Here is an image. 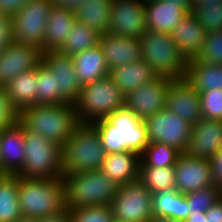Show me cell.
I'll return each mask as SVG.
<instances>
[{
    "label": "cell",
    "mask_w": 222,
    "mask_h": 222,
    "mask_svg": "<svg viewBox=\"0 0 222 222\" xmlns=\"http://www.w3.org/2000/svg\"><path fill=\"white\" fill-rule=\"evenodd\" d=\"M190 13L181 3L145 0L146 29L171 34L174 27Z\"/></svg>",
    "instance_id": "obj_21"
},
{
    "label": "cell",
    "mask_w": 222,
    "mask_h": 222,
    "mask_svg": "<svg viewBox=\"0 0 222 222\" xmlns=\"http://www.w3.org/2000/svg\"><path fill=\"white\" fill-rule=\"evenodd\" d=\"M139 39L141 59L157 76L172 80L185 77L188 60L179 51L171 34L147 30Z\"/></svg>",
    "instance_id": "obj_6"
},
{
    "label": "cell",
    "mask_w": 222,
    "mask_h": 222,
    "mask_svg": "<svg viewBox=\"0 0 222 222\" xmlns=\"http://www.w3.org/2000/svg\"><path fill=\"white\" fill-rule=\"evenodd\" d=\"M124 105L125 95L110 76L83 86L74 103L81 124L106 119Z\"/></svg>",
    "instance_id": "obj_7"
},
{
    "label": "cell",
    "mask_w": 222,
    "mask_h": 222,
    "mask_svg": "<svg viewBox=\"0 0 222 222\" xmlns=\"http://www.w3.org/2000/svg\"><path fill=\"white\" fill-rule=\"evenodd\" d=\"M184 79L198 92L222 90V65L190 59L187 61Z\"/></svg>",
    "instance_id": "obj_27"
},
{
    "label": "cell",
    "mask_w": 222,
    "mask_h": 222,
    "mask_svg": "<svg viewBox=\"0 0 222 222\" xmlns=\"http://www.w3.org/2000/svg\"><path fill=\"white\" fill-rule=\"evenodd\" d=\"M112 0H85L75 10L76 21L100 34L108 32Z\"/></svg>",
    "instance_id": "obj_30"
},
{
    "label": "cell",
    "mask_w": 222,
    "mask_h": 222,
    "mask_svg": "<svg viewBox=\"0 0 222 222\" xmlns=\"http://www.w3.org/2000/svg\"><path fill=\"white\" fill-rule=\"evenodd\" d=\"M25 160L24 127L19 123L0 131V171L16 175Z\"/></svg>",
    "instance_id": "obj_19"
},
{
    "label": "cell",
    "mask_w": 222,
    "mask_h": 222,
    "mask_svg": "<svg viewBox=\"0 0 222 222\" xmlns=\"http://www.w3.org/2000/svg\"><path fill=\"white\" fill-rule=\"evenodd\" d=\"M166 1L168 3H181L187 10L192 12L191 0H159Z\"/></svg>",
    "instance_id": "obj_50"
},
{
    "label": "cell",
    "mask_w": 222,
    "mask_h": 222,
    "mask_svg": "<svg viewBox=\"0 0 222 222\" xmlns=\"http://www.w3.org/2000/svg\"><path fill=\"white\" fill-rule=\"evenodd\" d=\"M4 88L18 112L37 104V68L18 74Z\"/></svg>",
    "instance_id": "obj_28"
},
{
    "label": "cell",
    "mask_w": 222,
    "mask_h": 222,
    "mask_svg": "<svg viewBox=\"0 0 222 222\" xmlns=\"http://www.w3.org/2000/svg\"><path fill=\"white\" fill-rule=\"evenodd\" d=\"M38 222H72L69 209L62 213H57L54 215L45 216L43 218L37 219Z\"/></svg>",
    "instance_id": "obj_46"
},
{
    "label": "cell",
    "mask_w": 222,
    "mask_h": 222,
    "mask_svg": "<svg viewBox=\"0 0 222 222\" xmlns=\"http://www.w3.org/2000/svg\"><path fill=\"white\" fill-rule=\"evenodd\" d=\"M173 80L157 76L125 95V106L137 118L144 120L166 108V94Z\"/></svg>",
    "instance_id": "obj_13"
},
{
    "label": "cell",
    "mask_w": 222,
    "mask_h": 222,
    "mask_svg": "<svg viewBox=\"0 0 222 222\" xmlns=\"http://www.w3.org/2000/svg\"><path fill=\"white\" fill-rule=\"evenodd\" d=\"M222 149V120L201 118L192 126L186 153L209 159Z\"/></svg>",
    "instance_id": "obj_18"
},
{
    "label": "cell",
    "mask_w": 222,
    "mask_h": 222,
    "mask_svg": "<svg viewBox=\"0 0 222 222\" xmlns=\"http://www.w3.org/2000/svg\"><path fill=\"white\" fill-rule=\"evenodd\" d=\"M69 103L58 91L55 74L42 62L37 67V104Z\"/></svg>",
    "instance_id": "obj_34"
},
{
    "label": "cell",
    "mask_w": 222,
    "mask_h": 222,
    "mask_svg": "<svg viewBox=\"0 0 222 222\" xmlns=\"http://www.w3.org/2000/svg\"><path fill=\"white\" fill-rule=\"evenodd\" d=\"M15 222H38L37 219H31V218H24L22 217L20 220H17Z\"/></svg>",
    "instance_id": "obj_52"
},
{
    "label": "cell",
    "mask_w": 222,
    "mask_h": 222,
    "mask_svg": "<svg viewBox=\"0 0 222 222\" xmlns=\"http://www.w3.org/2000/svg\"><path fill=\"white\" fill-rule=\"evenodd\" d=\"M198 61L222 65V29L206 33Z\"/></svg>",
    "instance_id": "obj_38"
},
{
    "label": "cell",
    "mask_w": 222,
    "mask_h": 222,
    "mask_svg": "<svg viewBox=\"0 0 222 222\" xmlns=\"http://www.w3.org/2000/svg\"><path fill=\"white\" fill-rule=\"evenodd\" d=\"M76 22L72 9L53 6L50 10L43 42V53L59 51Z\"/></svg>",
    "instance_id": "obj_24"
},
{
    "label": "cell",
    "mask_w": 222,
    "mask_h": 222,
    "mask_svg": "<svg viewBox=\"0 0 222 222\" xmlns=\"http://www.w3.org/2000/svg\"><path fill=\"white\" fill-rule=\"evenodd\" d=\"M222 0H191V5H220Z\"/></svg>",
    "instance_id": "obj_49"
},
{
    "label": "cell",
    "mask_w": 222,
    "mask_h": 222,
    "mask_svg": "<svg viewBox=\"0 0 222 222\" xmlns=\"http://www.w3.org/2000/svg\"><path fill=\"white\" fill-rule=\"evenodd\" d=\"M181 152L176 148L159 142H149L140 155L139 167H169L174 166Z\"/></svg>",
    "instance_id": "obj_33"
},
{
    "label": "cell",
    "mask_w": 222,
    "mask_h": 222,
    "mask_svg": "<svg viewBox=\"0 0 222 222\" xmlns=\"http://www.w3.org/2000/svg\"><path fill=\"white\" fill-rule=\"evenodd\" d=\"M100 36L96 30L76 21L59 52L73 56L98 45Z\"/></svg>",
    "instance_id": "obj_32"
},
{
    "label": "cell",
    "mask_w": 222,
    "mask_h": 222,
    "mask_svg": "<svg viewBox=\"0 0 222 222\" xmlns=\"http://www.w3.org/2000/svg\"><path fill=\"white\" fill-rule=\"evenodd\" d=\"M19 183L18 175L0 177V222H15L23 217L18 200Z\"/></svg>",
    "instance_id": "obj_31"
},
{
    "label": "cell",
    "mask_w": 222,
    "mask_h": 222,
    "mask_svg": "<svg viewBox=\"0 0 222 222\" xmlns=\"http://www.w3.org/2000/svg\"><path fill=\"white\" fill-rule=\"evenodd\" d=\"M91 125L100 135L107 153L130 150L141 155L149 143L143 120L137 118L125 105L106 119H99Z\"/></svg>",
    "instance_id": "obj_2"
},
{
    "label": "cell",
    "mask_w": 222,
    "mask_h": 222,
    "mask_svg": "<svg viewBox=\"0 0 222 222\" xmlns=\"http://www.w3.org/2000/svg\"><path fill=\"white\" fill-rule=\"evenodd\" d=\"M18 200L24 218L39 219L67 210L63 178L20 177Z\"/></svg>",
    "instance_id": "obj_3"
},
{
    "label": "cell",
    "mask_w": 222,
    "mask_h": 222,
    "mask_svg": "<svg viewBox=\"0 0 222 222\" xmlns=\"http://www.w3.org/2000/svg\"><path fill=\"white\" fill-rule=\"evenodd\" d=\"M206 212L190 213L184 222H206Z\"/></svg>",
    "instance_id": "obj_48"
},
{
    "label": "cell",
    "mask_w": 222,
    "mask_h": 222,
    "mask_svg": "<svg viewBox=\"0 0 222 222\" xmlns=\"http://www.w3.org/2000/svg\"><path fill=\"white\" fill-rule=\"evenodd\" d=\"M42 62L40 47L12 42L0 54V86L4 87L18 74L37 68Z\"/></svg>",
    "instance_id": "obj_14"
},
{
    "label": "cell",
    "mask_w": 222,
    "mask_h": 222,
    "mask_svg": "<svg viewBox=\"0 0 222 222\" xmlns=\"http://www.w3.org/2000/svg\"><path fill=\"white\" fill-rule=\"evenodd\" d=\"M153 217L184 222L190 214L185 195L176 189L153 193Z\"/></svg>",
    "instance_id": "obj_29"
},
{
    "label": "cell",
    "mask_w": 222,
    "mask_h": 222,
    "mask_svg": "<svg viewBox=\"0 0 222 222\" xmlns=\"http://www.w3.org/2000/svg\"><path fill=\"white\" fill-rule=\"evenodd\" d=\"M212 184L222 192V149L209 159Z\"/></svg>",
    "instance_id": "obj_43"
},
{
    "label": "cell",
    "mask_w": 222,
    "mask_h": 222,
    "mask_svg": "<svg viewBox=\"0 0 222 222\" xmlns=\"http://www.w3.org/2000/svg\"><path fill=\"white\" fill-rule=\"evenodd\" d=\"M18 115L5 88L0 86V131L17 123Z\"/></svg>",
    "instance_id": "obj_41"
},
{
    "label": "cell",
    "mask_w": 222,
    "mask_h": 222,
    "mask_svg": "<svg viewBox=\"0 0 222 222\" xmlns=\"http://www.w3.org/2000/svg\"><path fill=\"white\" fill-rule=\"evenodd\" d=\"M149 222H176V220H173L171 218L153 217Z\"/></svg>",
    "instance_id": "obj_51"
},
{
    "label": "cell",
    "mask_w": 222,
    "mask_h": 222,
    "mask_svg": "<svg viewBox=\"0 0 222 222\" xmlns=\"http://www.w3.org/2000/svg\"><path fill=\"white\" fill-rule=\"evenodd\" d=\"M190 213L207 212L219 199L222 198V192L214 186L206 187L193 191L185 195Z\"/></svg>",
    "instance_id": "obj_36"
},
{
    "label": "cell",
    "mask_w": 222,
    "mask_h": 222,
    "mask_svg": "<svg viewBox=\"0 0 222 222\" xmlns=\"http://www.w3.org/2000/svg\"><path fill=\"white\" fill-rule=\"evenodd\" d=\"M153 193L137 179L118 186L110 203L114 220L149 222L153 218Z\"/></svg>",
    "instance_id": "obj_9"
},
{
    "label": "cell",
    "mask_w": 222,
    "mask_h": 222,
    "mask_svg": "<svg viewBox=\"0 0 222 222\" xmlns=\"http://www.w3.org/2000/svg\"><path fill=\"white\" fill-rule=\"evenodd\" d=\"M12 42V17L0 13V54Z\"/></svg>",
    "instance_id": "obj_42"
},
{
    "label": "cell",
    "mask_w": 222,
    "mask_h": 222,
    "mask_svg": "<svg viewBox=\"0 0 222 222\" xmlns=\"http://www.w3.org/2000/svg\"><path fill=\"white\" fill-rule=\"evenodd\" d=\"M166 109L191 125L197 124L202 118L200 95L184 78L170 83L166 94Z\"/></svg>",
    "instance_id": "obj_16"
},
{
    "label": "cell",
    "mask_w": 222,
    "mask_h": 222,
    "mask_svg": "<svg viewBox=\"0 0 222 222\" xmlns=\"http://www.w3.org/2000/svg\"><path fill=\"white\" fill-rule=\"evenodd\" d=\"M53 6L75 10L85 0H50Z\"/></svg>",
    "instance_id": "obj_47"
},
{
    "label": "cell",
    "mask_w": 222,
    "mask_h": 222,
    "mask_svg": "<svg viewBox=\"0 0 222 222\" xmlns=\"http://www.w3.org/2000/svg\"><path fill=\"white\" fill-rule=\"evenodd\" d=\"M99 45L102 48L109 71L141 59L139 38L122 37L106 32L101 34Z\"/></svg>",
    "instance_id": "obj_20"
},
{
    "label": "cell",
    "mask_w": 222,
    "mask_h": 222,
    "mask_svg": "<svg viewBox=\"0 0 222 222\" xmlns=\"http://www.w3.org/2000/svg\"><path fill=\"white\" fill-rule=\"evenodd\" d=\"M139 179L152 193L175 189L174 166L139 167Z\"/></svg>",
    "instance_id": "obj_35"
},
{
    "label": "cell",
    "mask_w": 222,
    "mask_h": 222,
    "mask_svg": "<svg viewBox=\"0 0 222 222\" xmlns=\"http://www.w3.org/2000/svg\"><path fill=\"white\" fill-rule=\"evenodd\" d=\"M25 160L16 174L23 178H63L62 146L24 129Z\"/></svg>",
    "instance_id": "obj_8"
},
{
    "label": "cell",
    "mask_w": 222,
    "mask_h": 222,
    "mask_svg": "<svg viewBox=\"0 0 222 222\" xmlns=\"http://www.w3.org/2000/svg\"><path fill=\"white\" fill-rule=\"evenodd\" d=\"M143 122L149 142L164 143L186 153L193 126L189 122L166 108Z\"/></svg>",
    "instance_id": "obj_11"
},
{
    "label": "cell",
    "mask_w": 222,
    "mask_h": 222,
    "mask_svg": "<svg viewBox=\"0 0 222 222\" xmlns=\"http://www.w3.org/2000/svg\"><path fill=\"white\" fill-rule=\"evenodd\" d=\"M174 171L175 189L183 195L213 186L208 159L181 153Z\"/></svg>",
    "instance_id": "obj_15"
},
{
    "label": "cell",
    "mask_w": 222,
    "mask_h": 222,
    "mask_svg": "<svg viewBox=\"0 0 222 222\" xmlns=\"http://www.w3.org/2000/svg\"><path fill=\"white\" fill-rule=\"evenodd\" d=\"M43 62L55 74L57 91L69 102L74 104L81 91V85L75 73L72 56L59 51L43 53Z\"/></svg>",
    "instance_id": "obj_17"
},
{
    "label": "cell",
    "mask_w": 222,
    "mask_h": 222,
    "mask_svg": "<svg viewBox=\"0 0 222 222\" xmlns=\"http://www.w3.org/2000/svg\"><path fill=\"white\" fill-rule=\"evenodd\" d=\"M191 13L207 33L222 29V4L192 5Z\"/></svg>",
    "instance_id": "obj_37"
},
{
    "label": "cell",
    "mask_w": 222,
    "mask_h": 222,
    "mask_svg": "<svg viewBox=\"0 0 222 222\" xmlns=\"http://www.w3.org/2000/svg\"><path fill=\"white\" fill-rule=\"evenodd\" d=\"M72 59L81 87L109 76L110 71L99 44L73 55Z\"/></svg>",
    "instance_id": "obj_25"
},
{
    "label": "cell",
    "mask_w": 222,
    "mask_h": 222,
    "mask_svg": "<svg viewBox=\"0 0 222 222\" xmlns=\"http://www.w3.org/2000/svg\"><path fill=\"white\" fill-rule=\"evenodd\" d=\"M52 7L50 0H29L12 17L13 42L37 46L43 51L46 25Z\"/></svg>",
    "instance_id": "obj_10"
},
{
    "label": "cell",
    "mask_w": 222,
    "mask_h": 222,
    "mask_svg": "<svg viewBox=\"0 0 222 222\" xmlns=\"http://www.w3.org/2000/svg\"><path fill=\"white\" fill-rule=\"evenodd\" d=\"M146 31L145 0H112L108 32L141 38Z\"/></svg>",
    "instance_id": "obj_12"
},
{
    "label": "cell",
    "mask_w": 222,
    "mask_h": 222,
    "mask_svg": "<svg viewBox=\"0 0 222 222\" xmlns=\"http://www.w3.org/2000/svg\"><path fill=\"white\" fill-rule=\"evenodd\" d=\"M18 122L33 133L63 145L81 125L74 104H35L22 109Z\"/></svg>",
    "instance_id": "obj_1"
},
{
    "label": "cell",
    "mask_w": 222,
    "mask_h": 222,
    "mask_svg": "<svg viewBox=\"0 0 222 222\" xmlns=\"http://www.w3.org/2000/svg\"><path fill=\"white\" fill-rule=\"evenodd\" d=\"M113 222H123V221H120V220H114Z\"/></svg>",
    "instance_id": "obj_53"
},
{
    "label": "cell",
    "mask_w": 222,
    "mask_h": 222,
    "mask_svg": "<svg viewBox=\"0 0 222 222\" xmlns=\"http://www.w3.org/2000/svg\"><path fill=\"white\" fill-rule=\"evenodd\" d=\"M109 76L124 95L157 77L142 59L111 69Z\"/></svg>",
    "instance_id": "obj_26"
},
{
    "label": "cell",
    "mask_w": 222,
    "mask_h": 222,
    "mask_svg": "<svg viewBox=\"0 0 222 222\" xmlns=\"http://www.w3.org/2000/svg\"><path fill=\"white\" fill-rule=\"evenodd\" d=\"M206 222H222V198L206 212Z\"/></svg>",
    "instance_id": "obj_45"
},
{
    "label": "cell",
    "mask_w": 222,
    "mask_h": 222,
    "mask_svg": "<svg viewBox=\"0 0 222 222\" xmlns=\"http://www.w3.org/2000/svg\"><path fill=\"white\" fill-rule=\"evenodd\" d=\"M29 0H0V13L13 17Z\"/></svg>",
    "instance_id": "obj_44"
},
{
    "label": "cell",
    "mask_w": 222,
    "mask_h": 222,
    "mask_svg": "<svg viewBox=\"0 0 222 222\" xmlns=\"http://www.w3.org/2000/svg\"><path fill=\"white\" fill-rule=\"evenodd\" d=\"M106 154L97 130L91 124H81L62 145L63 176L100 170Z\"/></svg>",
    "instance_id": "obj_4"
},
{
    "label": "cell",
    "mask_w": 222,
    "mask_h": 222,
    "mask_svg": "<svg viewBox=\"0 0 222 222\" xmlns=\"http://www.w3.org/2000/svg\"><path fill=\"white\" fill-rule=\"evenodd\" d=\"M63 180L69 210L110 205L118 190V186L100 170L67 174Z\"/></svg>",
    "instance_id": "obj_5"
},
{
    "label": "cell",
    "mask_w": 222,
    "mask_h": 222,
    "mask_svg": "<svg viewBox=\"0 0 222 222\" xmlns=\"http://www.w3.org/2000/svg\"><path fill=\"white\" fill-rule=\"evenodd\" d=\"M72 222H113L110 205L85 206L69 210Z\"/></svg>",
    "instance_id": "obj_39"
},
{
    "label": "cell",
    "mask_w": 222,
    "mask_h": 222,
    "mask_svg": "<svg viewBox=\"0 0 222 222\" xmlns=\"http://www.w3.org/2000/svg\"><path fill=\"white\" fill-rule=\"evenodd\" d=\"M205 29L190 12L174 27L171 37L179 51L187 59L198 56L206 36Z\"/></svg>",
    "instance_id": "obj_23"
},
{
    "label": "cell",
    "mask_w": 222,
    "mask_h": 222,
    "mask_svg": "<svg viewBox=\"0 0 222 222\" xmlns=\"http://www.w3.org/2000/svg\"><path fill=\"white\" fill-rule=\"evenodd\" d=\"M140 155L127 150L119 153H107L100 171L117 186L139 179Z\"/></svg>",
    "instance_id": "obj_22"
},
{
    "label": "cell",
    "mask_w": 222,
    "mask_h": 222,
    "mask_svg": "<svg viewBox=\"0 0 222 222\" xmlns=\"http://www.w3.org/2000/svg\"><path fill=\"white\" fill-rule=\"evenodd\" d=\"M198 93L202 118L222 120V90L212 89Z\"/></svg>",
    "instance_id": "obj_40"
}]
</instances>
